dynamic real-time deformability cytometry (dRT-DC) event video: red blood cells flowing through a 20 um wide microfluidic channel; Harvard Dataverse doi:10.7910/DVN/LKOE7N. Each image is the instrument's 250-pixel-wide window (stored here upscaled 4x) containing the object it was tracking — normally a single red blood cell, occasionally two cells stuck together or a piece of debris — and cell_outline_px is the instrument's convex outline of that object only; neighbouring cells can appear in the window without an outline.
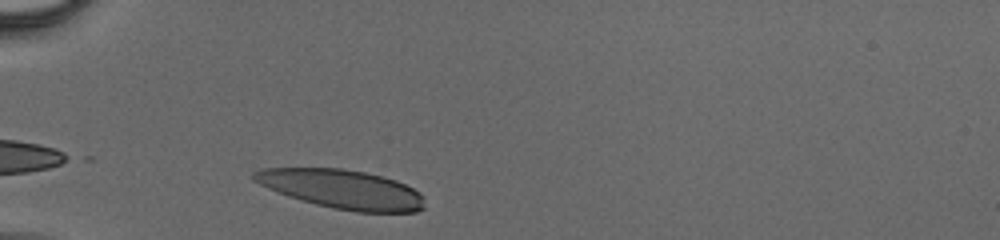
{"species": "human", "species_latin": "Homo sapiens", "temperature_condition": "cold", "stored_images_in_passage": 30, "camera_frame_rate_fps": 3000, "um_per_image_px": 0.085, "donor": {"sex": "male"}, "frame": {"image": 1, "passage_image": 1, "time_ms": 0.0, "image_size_px": [1000, 240], "cell_outline_px": [[424, 208], [416, 212], [356, 212], [332, 208], [316, 204], [268, 188], [252, 180], [252, 172], [264, 168], [344, 168], [364, 172], [396, 180], [420, 192], [424, 196]], "centroid_in_image_um": [29.11, 16.08], "position_along_channel_um": 55.9, "area_um2": 38.55}}
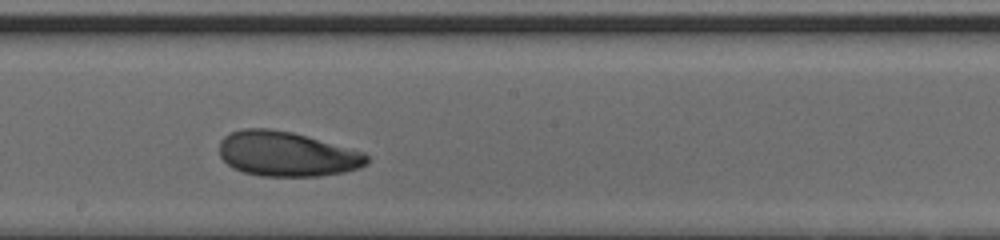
{"frame": {"image": 2, "passage_image": 16, "time_ms": 5.0, "image_size_px": [1000, 240], "cell_outline_px": [[368, 164], [360, 168], [344, 172], [320, 176], [260, 176], [244, 172], [232, 168], [220, 156], [220, 140], [224, 136], [232, 132], [244, 128], [268, 128], [292, 132], [364, 152], [368, 156]], "centroid_in_image_um": [24.37, 13.09], "position_along_channel_um": 223.8, "area_um2": 38.55}}
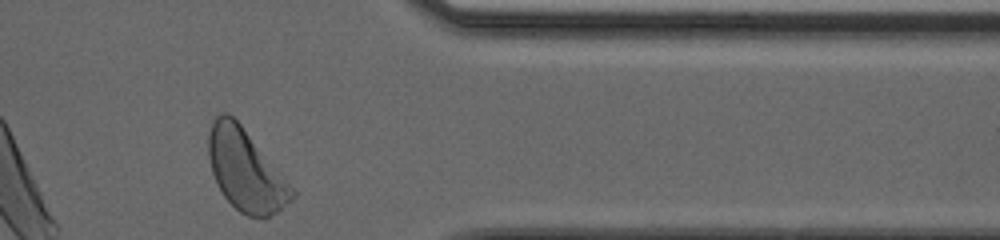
{"frame": {"image": 3, "passage_image": 30, "time_ms": 9.667, "image_size_px": [1000, 240], "cell_outline_px": [[296, 196], [292, 200], [276, 212], [268, 216], [248, 216], [240, 212], [224, 196], [216, 184], [212, 172], [208, 156], [208, 132], [212, 120], [220, 112], [228, 112], [240, 124], [296, 192]], "centroid_in_image_um": [20.83, 14.45], "position_along_channel_um": 390.6, "area_um2": 38.96}}